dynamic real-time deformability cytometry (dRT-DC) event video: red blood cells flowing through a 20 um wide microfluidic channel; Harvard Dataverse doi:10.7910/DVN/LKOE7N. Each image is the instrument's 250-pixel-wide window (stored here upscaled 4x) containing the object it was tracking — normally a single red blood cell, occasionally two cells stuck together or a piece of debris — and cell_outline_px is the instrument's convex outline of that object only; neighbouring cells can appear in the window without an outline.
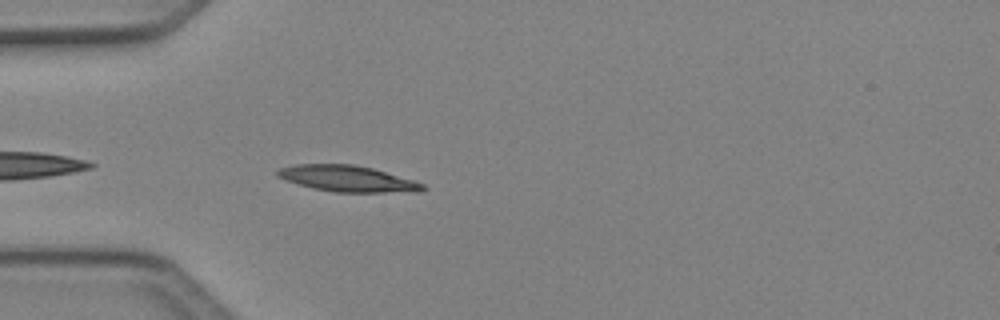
{"species": "Egyptian fruit bat (a non-hibernating species)", "species_latin": "Rousettus aegyptiacus", "temperature_condition": "cold", "stored_images_in_passage": 4, "camera_frame_rate_fps": 3000, "um_per_image_px": 0.085, "animal": {"sex": "female"}, "frame": {"image": 1, "passage_image": 4, "time_ms": 1.0, "image_size_px": [1000, 320], "cell_outline_px": [[428, 188], [420, 192], [336, 192], [312, 188], [284, 180], [276, 176], [276, 172], [280, 168], [296, 164], [352, 164], [372, 168], [412, 180], [424, 184]], "centroid_in_image_um": [29.53, 15.19], "position_along_channel_um": 55.5, "area_um2": 22.08}}